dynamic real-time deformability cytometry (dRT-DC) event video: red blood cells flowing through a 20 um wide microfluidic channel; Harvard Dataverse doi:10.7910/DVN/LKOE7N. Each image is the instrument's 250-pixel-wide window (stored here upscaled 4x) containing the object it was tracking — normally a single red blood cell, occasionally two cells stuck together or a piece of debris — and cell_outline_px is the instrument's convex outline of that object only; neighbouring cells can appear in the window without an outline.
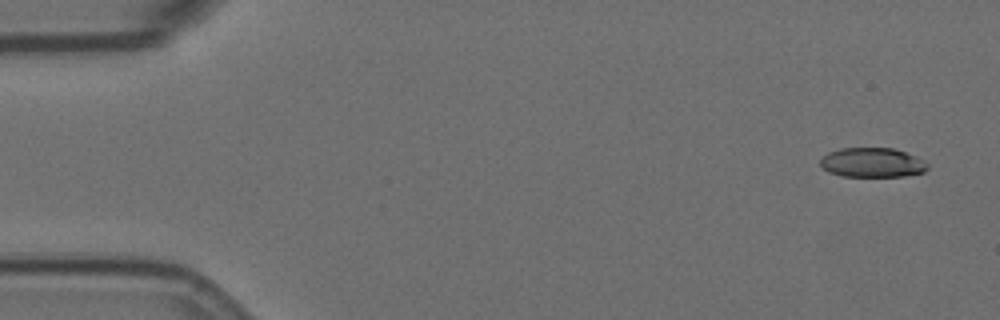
{"species": "Egyptian fruit bat (a non-hibernating species)", "species_latin": "Rousettus aegyptiacus", "temperature_condition": "room temperature", "stored_images_in_passage": 4, "camera_frame_rate_fps": 3000, "um_per_image_px": 0.085, "animal": {"sex": "female"}, "frame": {"image": 1, "passage_image": 1, "time_ms": 0.0, "image_size_px": [1000, 320], "cell_outline_px": [[928, 168], [924, 172], [904, 176], [840, 176], [828, 172], [820, 164], [820, 160], [828, 152], [840, 148], [892, 148], [916, 156], [924, 160], [928, 164]], "centroid_in_image_um": [74.14, 13.82], "position_along_channel_um": 10.9, "area_um2": 18.44}}
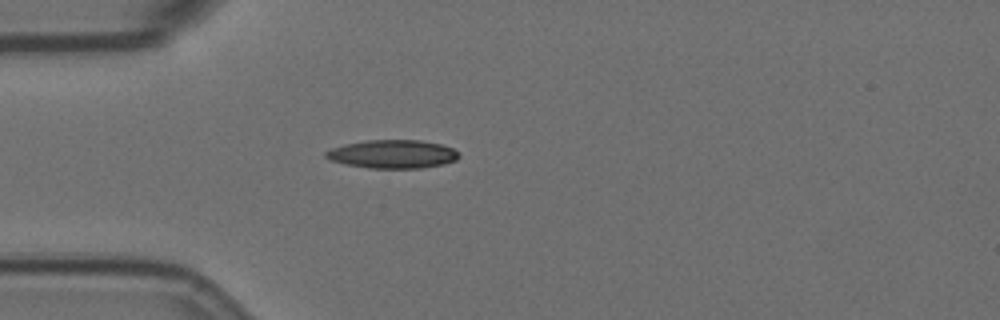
{"frame": {"image": 2, "passage_image": 4, "time_ms": 4.333, "image_size_px": [1000, 320], "cell_outline_px": [[460, 156], [456, 160], [444, 164], [420, 168], [368, 168], [344, 164], [328, 160], [324, 156], [324, 152], [332, 148], [344, 144], [368, 140], [420, 140], [440, 144], [452, 148]], "centroid_in_image_um": [33.33, 13.1], "position_along_channel_um": 51.7, "area_um2": 22.08}}